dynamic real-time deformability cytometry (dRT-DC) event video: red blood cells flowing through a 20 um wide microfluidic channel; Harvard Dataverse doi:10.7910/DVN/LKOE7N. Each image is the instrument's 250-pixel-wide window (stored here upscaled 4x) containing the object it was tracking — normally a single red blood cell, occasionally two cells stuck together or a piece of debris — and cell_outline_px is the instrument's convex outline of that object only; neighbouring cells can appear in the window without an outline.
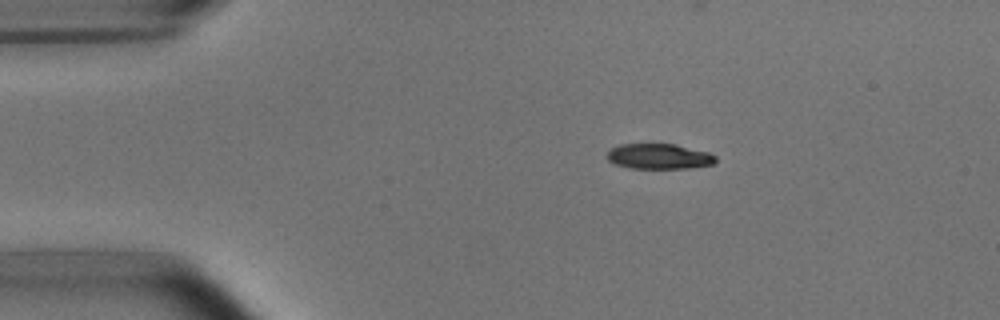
{"species": "common noctule bat (a hibernating species)", "species_latin": "Nyctalus noctula", "temperature_condition": "room temperature", "stored_images_in_passage": 6, "camera_frame_rate_fps": 3000, "um_per_image_px": 0.085, "animal": {"sex": "male", "body_mass_g": 15.6}, "frame": {"image": 1, "passage_image": 2, "time_ms": 1.0, "image_size_px": [1000, 320], "cell_outline_px": [[716, 160], [712, 164], [692, 168], [628, 168], [616, 164], [608, 160], [608, 152], [612, 148], [620, 144], [676, 144], [708, 152], [716, 156]], "centroid_in_image_um": [56.04, 13.29], "position_along_channel_um": 29.0, "area_um2": 15.95}}
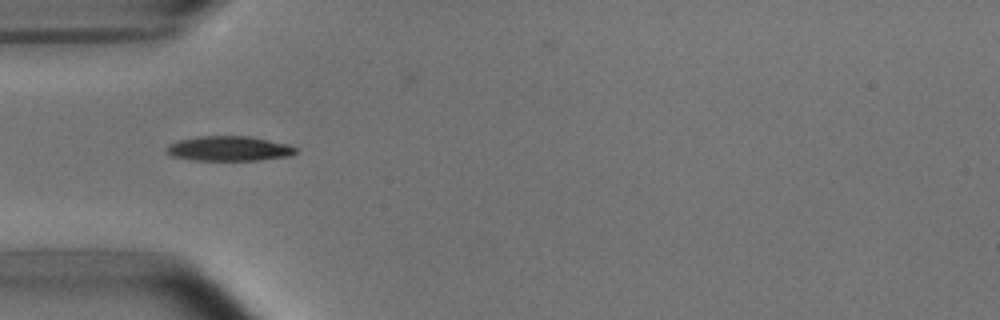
{"frame": {"image": 2, "passage_image": 4, "time_ms": 3.333, "image_size_px": [1000, 320], "cell_outline_px": [[296, 152], [292, 156], [260, 160], [192, 160], [172, 156], [164, 148], [168, 144], [180, 140], [200, 136], [248, 136], [288, 144], [296, 148]], "centroid_in_image_um": [19.47, 12.63], "position_along_channel_um": 65.5, "area_um2": 18.67}}
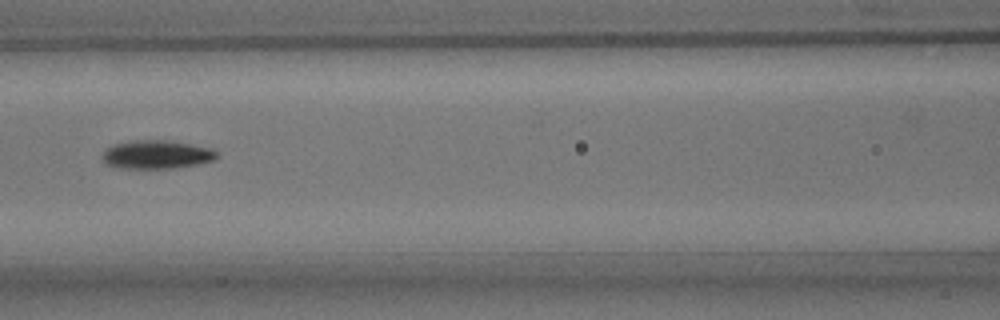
{"frame": {"image": 3, "passage_image": 6, "time_ms": 5.667, "image_size_px": [1000, 320], "cell_outline_px": [[216, 156], [212, 160], [196, 164], [176, 168], [116, 168], [108, 164], [104, 160], [104, 152], [112, 144], [128, 140], [164, 140], [212, 148], [216, 152]], "centroid_in_image_um": [13.28, 13.13], "position_along_channel_um": 153.3, "area_um2": 18.73}}